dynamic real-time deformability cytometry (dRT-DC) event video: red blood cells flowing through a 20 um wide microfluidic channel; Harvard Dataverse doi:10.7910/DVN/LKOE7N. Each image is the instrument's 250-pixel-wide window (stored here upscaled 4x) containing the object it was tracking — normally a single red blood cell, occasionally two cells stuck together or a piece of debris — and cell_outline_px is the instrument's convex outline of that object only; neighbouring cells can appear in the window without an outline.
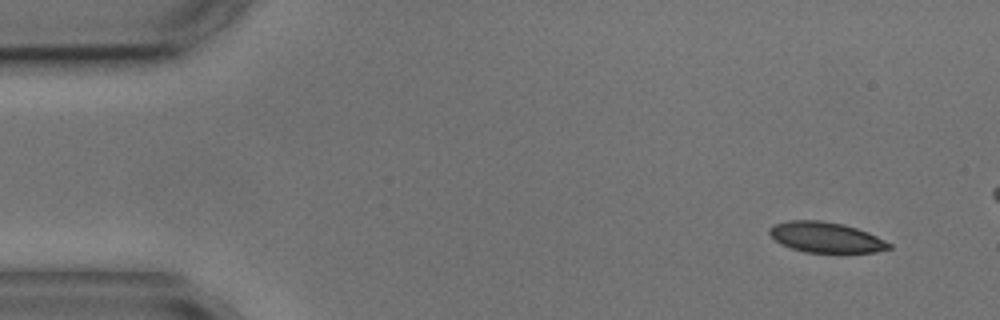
{"species": "common noctule bat (a hibernating species)", "species_latin": "Nyctalus noctula", "temperature_condition": "cold", "stored_images_in_passage": 5, "camera_frame_rate_fps": 3000, "um_per_image_px": 0.085, "animal": {"sex": "male", "body_mass_g": 17.9, "forearm_length_mm": 54.2}, "frame": {"image": 1, "passage_image": 1, "time_ms": 0.0, "image_size_px": [1000, 320], "cell_outline_px": [[892, 248], [876, 252], [804, 252], [780, 244], [768, 232], [768, 228], [772, 224], [788, 220], [820, 220], [844, 224], [868, 232], [892, 244]], "centroid_in_image_um": [70.18, 20.16], "position_along_channel_um": 14.8, "area_um2": 21.27}}